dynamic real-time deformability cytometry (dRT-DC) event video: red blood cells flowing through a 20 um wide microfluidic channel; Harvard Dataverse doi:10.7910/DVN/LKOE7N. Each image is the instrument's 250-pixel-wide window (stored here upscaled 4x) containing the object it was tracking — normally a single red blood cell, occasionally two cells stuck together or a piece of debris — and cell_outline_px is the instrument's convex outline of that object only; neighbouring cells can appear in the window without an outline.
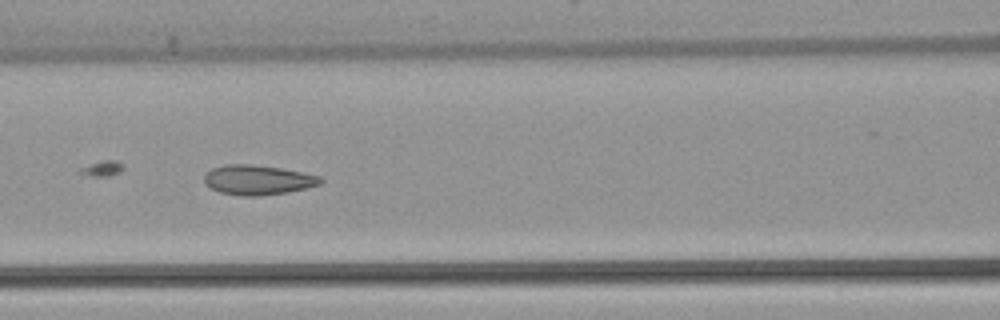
{"species": "common noctule bat (a hibernating species)", "species_latin": "Nyctalus noctula", "temperature_condition": "warm", "stored_images_in_passage": 52, "camera_frame_rate_fps": 3000, "um_per_image_px": 0.085, "animal": {"sex": "female", "body_mass_g": 22.7, "forearm_length_mm": 54.2}, "frame": {"image": 1, "passage_image": 23, "time_ms": 7.333, "image_size_px": [1000, 320], "cell_outline_px": [[324, 180], [320, 184], [308, 188], [288, 192], [260, 196], [240, 196], [220, 192], [204, 184], [204, 172], [212, 168], [224, 164], [248, 164], [280, 168], [320, 176]], "centroid_in_image_um": [21.88, 15.3], "position_along_channel_um": 144.7, "area_um2": 20.29}}
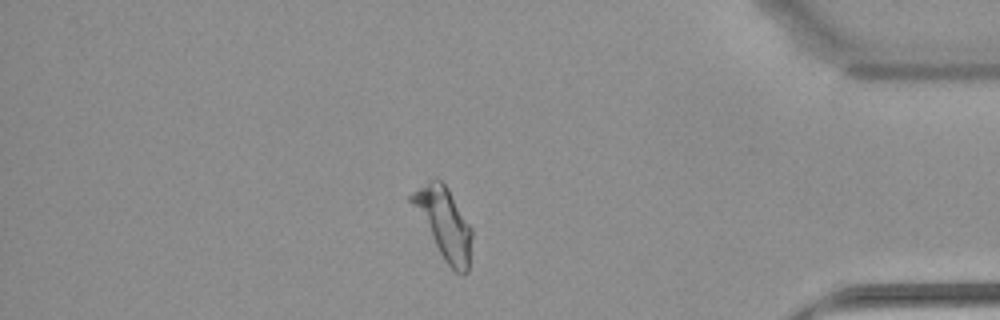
{"frame": {"image": 2, "passage_image": 45, "time_ms": 14.667, "image_size_px": [1000, 320], "cell_outline_px": [[472, 236], [468, 272], [464, 276], [460, 276], [444, 260], [408, 200], [408, 196], [412, 192], [428, 180], [436, 176], [448, 188], [472, 228]], "centroid_in_image_um": [37.74, 18.96], "position_along_channel_um": 397.5, "area_um2": 24.8}}